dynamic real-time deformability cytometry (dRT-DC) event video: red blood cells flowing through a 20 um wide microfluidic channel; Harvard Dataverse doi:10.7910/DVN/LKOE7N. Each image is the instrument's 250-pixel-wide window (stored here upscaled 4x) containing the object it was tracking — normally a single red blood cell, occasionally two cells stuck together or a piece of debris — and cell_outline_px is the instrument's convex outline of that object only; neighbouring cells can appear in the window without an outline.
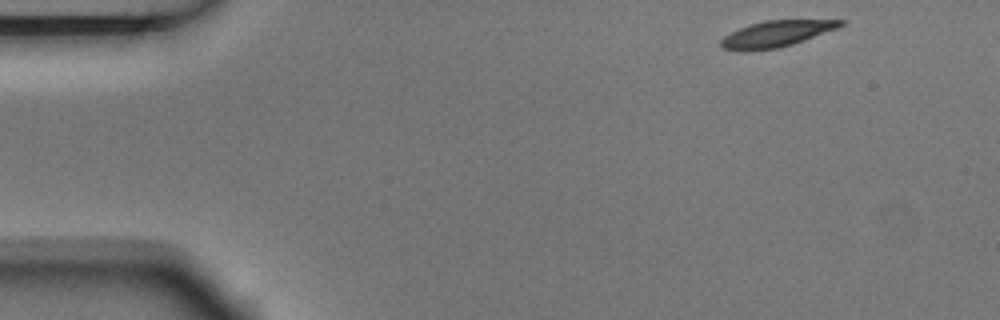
{"species": "Egyptian fruit bat (a non-hibernating species)", "species_latin": "Rousettus aegyptiacus", "temperature_condition": "room temperature", "stored_images_in_passage": 5, "camera_frame_rate_fps": 3000, "um_per_image_px": 0.085, "animal": {"sex": "male"}, "frame": {"image": 1, "passage_image": 1, "time_ms": 0.0, "image_size_px": [1000, 320], "cell_outline_px": [[848, 20], [844, 24], [836, 28], [804, 40], [780, 48], [744, 52], [740, 52], [720, 48], [720, 40], [724, 36], [740, 28], [764, 20]], "centroid_in_image_um": [65.92, 2.9], "position_along_channel_um": 19.1, "area_um2": 18.26}}
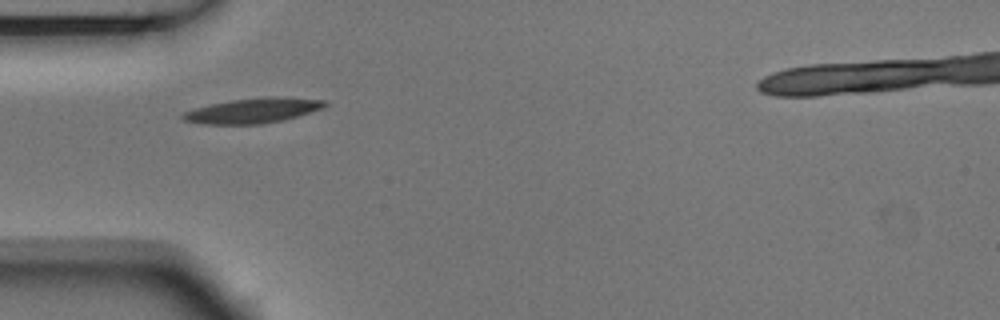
{"frame": {"image": 2, "passage_image": 4, "time_ms": 1.0, "image_size_px": [1000, 320], "cell_outline_px": [[328, 104], [324, 108], [284, 120], [260, 124], [200, 124], [184, 120], [180, 116], [184, 112], [196, 108], [212, 104], [232, 100], [268, 96], [284, 96], [328, 100]], "centroid_in_image_um": [21.58, 9.39], "position_along_channel_um": 63.4, "area_um2": 20.87}}
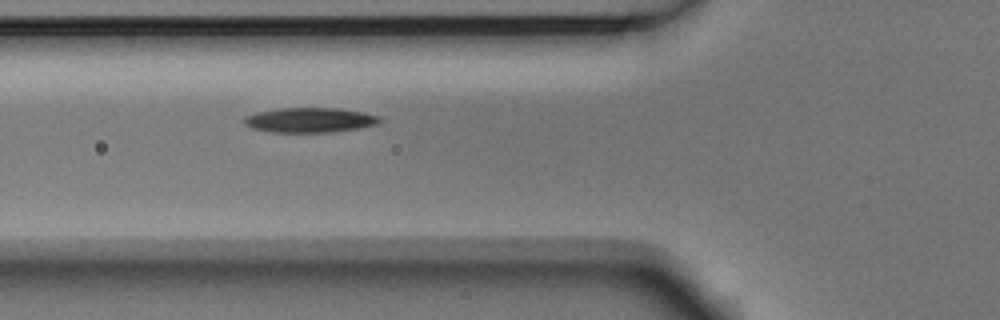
{"frame": {"image": 3, "passage_image": 5, "time_ms": 1.333, "image_size_px": [1000, 320], "cell_outline_px": [[380, 120], [376, 124], [356, 128], [328, 132], [272, 132], [252, 128], [244, 124], [244, 116], [256, 112], [280, 108], [340, 108], [364, 112], [380, 116]], "centroid_in_image_um": [26.3, 10.19], "position_along_channel_um": 99.5, "area_um2": 19.48}}